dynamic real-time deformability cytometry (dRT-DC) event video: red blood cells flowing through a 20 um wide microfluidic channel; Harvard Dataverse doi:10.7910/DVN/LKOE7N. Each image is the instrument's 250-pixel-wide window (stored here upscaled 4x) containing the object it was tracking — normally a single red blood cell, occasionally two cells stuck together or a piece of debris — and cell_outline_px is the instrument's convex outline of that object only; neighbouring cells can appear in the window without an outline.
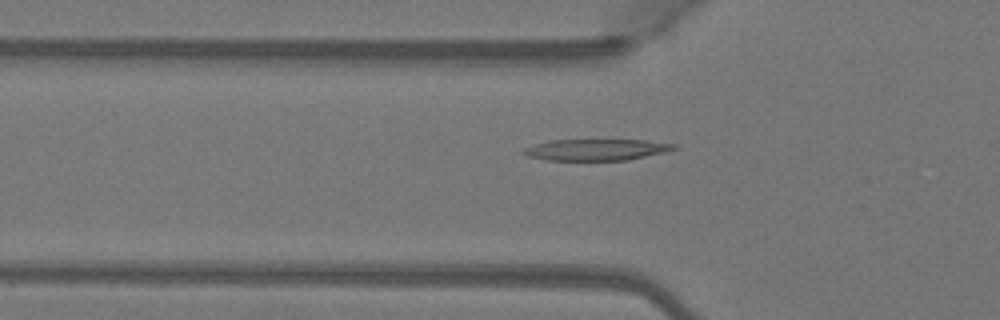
{"species": "Egyptian fruit bat (a non-hibernating species)", "species_latin": "Rousettus aegyptiacus", "temperature_condition": "warm", "stored_images_in_passage": 30, "camera_frame_rate_fps": 3000, "um_per_image_px": 0.085, "animal": {"sex": "female"}, "frame": {"image": 1, "passage_image": 3, "time_ms": 0.667, "image_size_px": [1000, 320], "cell_outline_px": [[680, 148], [668, 152], [628, 160], [544, 160], [528, 156], [520, 152], [524, 148], [532, 144], [548, 140], [644, 140], [676, 144]], "centroid_in_image_um": [50.7, 12.72], "position_along_channel_um": 75.1, "area_um2": 19.02}}
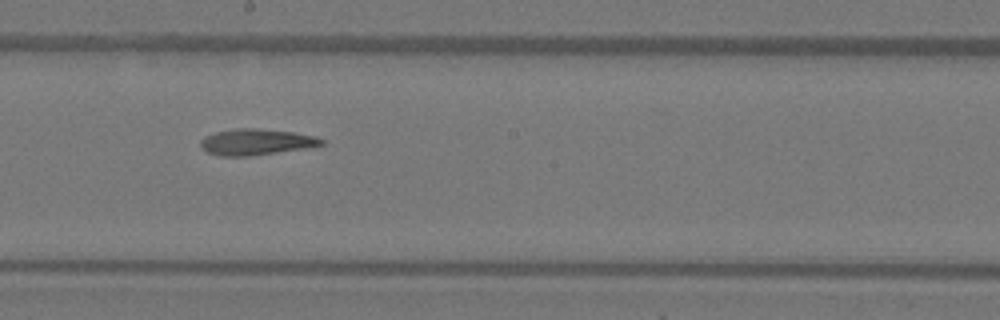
{"frame": {"image": 2, "passage_image": 14, "time_ms": 4.333, "image_size_px": [1000, 320], "cell_outline_px": [[324, 144], [276, 152], [248, 156], [220, 156], [208, 152], [200, 144], [200, 140], [204, 136], [216, 132], [236, 128], [256, 128], [296, 132], [316, 136], [324, 140]], "centroid_in_image_um": [21.75, 12.05], "position_along_channel_um": 226.5, "area_um2": 18.15}}
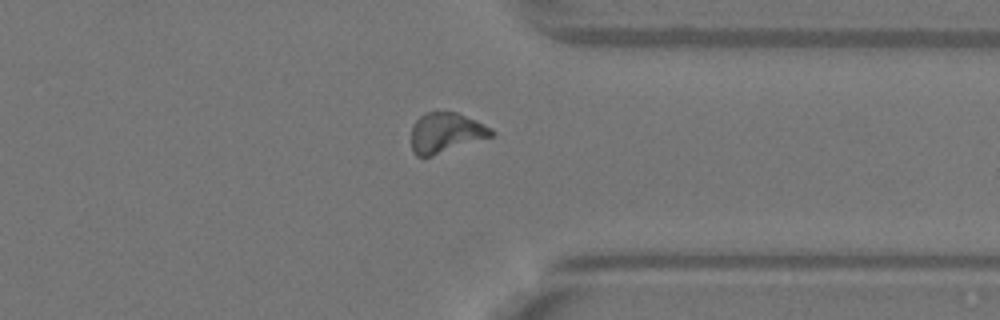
{"frame": {"image": 3, "passage_image": 25, "time_ms": 8.0, "image_size_px": [1000, 320], "cell_outline_px": [[496, 132], [492, 136], [432, 156], [416, 156], [412, 152], [412, 124], [424, 112], [456, 112], [492, 128]], "centroid_in_image_um": [37.87, 11.28], "position_along_channel_um": 373.5, "area_um2": 18.55}, "authors_computed_cell_mechanics": {"area_um2": 18.2359, "velocity_mm_per_s": 4.0994, "shape_relaxation_time_tau1_ms": 5.2184, "shape_relaxation_time_tau2_ms": 6.2711, "deformation_change_tau1": 0.2098, "deformation_change_tau2": 0.1589}}